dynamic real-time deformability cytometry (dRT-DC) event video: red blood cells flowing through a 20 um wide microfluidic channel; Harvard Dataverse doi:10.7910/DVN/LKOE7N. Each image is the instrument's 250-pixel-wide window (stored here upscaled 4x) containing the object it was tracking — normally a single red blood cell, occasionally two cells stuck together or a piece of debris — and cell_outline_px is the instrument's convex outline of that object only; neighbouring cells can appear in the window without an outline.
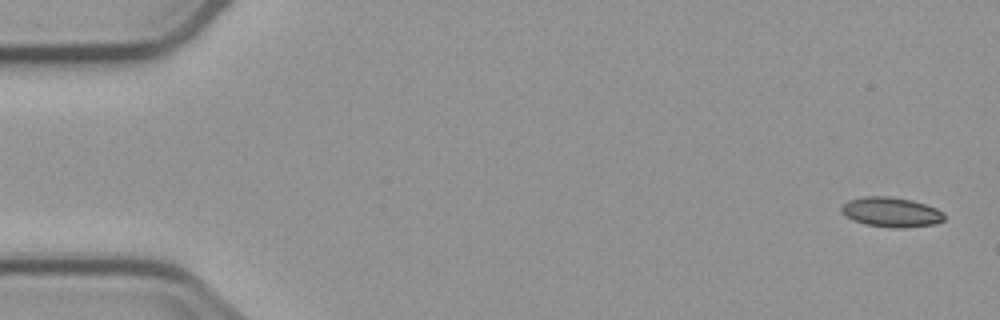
{"species": "common noctule bat (a hibernating species)", "species_latin": "Nyctalus noctula", "temperature_condition": "cold", "stored_images_in_passage": 4, "camera_frame_rate_fps": 3000, "um_per_image_px": 0.085, "animal": {"sex": "male", "body_mass_g": 23.1, "forearm_length_mm": 52.7}, "frame": {"image": 1, "passage_image": 1, "time_ms": 0.0, "image_size_px": [1000, 320], "cell_outline_px": [[944, 220], [936, 224], [900, 228], [892, 228], [864, 224], [852, 220], [840, 212], [840, 204], [848, 200], [864, 196], [888, 196], [912, 200], [936, 208], [944, 212]], "centroid_in_image_um": [75.71, 18.03], "position_along_channel_um": 9.3, "area_um2": 18.09}}
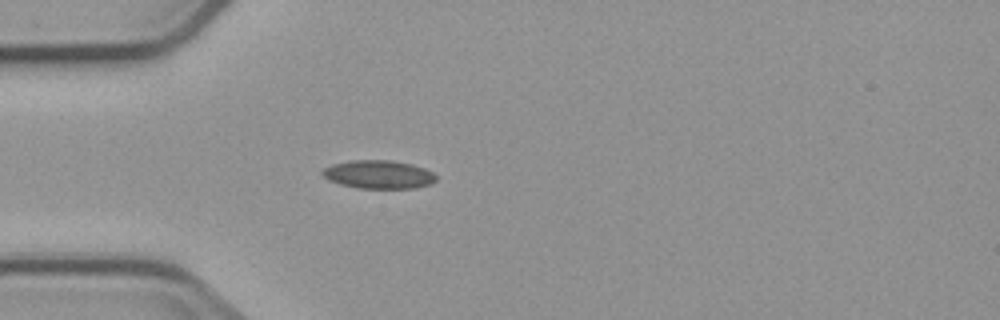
{"frame": {"image": 2, "passage_image": 4, "time_ms": 4.667, "image_size_px": [1000, 320], "cell_outline_px": [[436, 180], [432, 184], [416, 188], [356, 188], [340, 184], [328, 180], [320, 172], [324, 168], [332, 164], [348, 160], [392, 160], [412, 164], [424, 168], [432, 172], [436, 176]], "centroid_in_image_um": [32.17, 14.82], "position_along_channel_um": 52.8, "area_um2": 18.96}}